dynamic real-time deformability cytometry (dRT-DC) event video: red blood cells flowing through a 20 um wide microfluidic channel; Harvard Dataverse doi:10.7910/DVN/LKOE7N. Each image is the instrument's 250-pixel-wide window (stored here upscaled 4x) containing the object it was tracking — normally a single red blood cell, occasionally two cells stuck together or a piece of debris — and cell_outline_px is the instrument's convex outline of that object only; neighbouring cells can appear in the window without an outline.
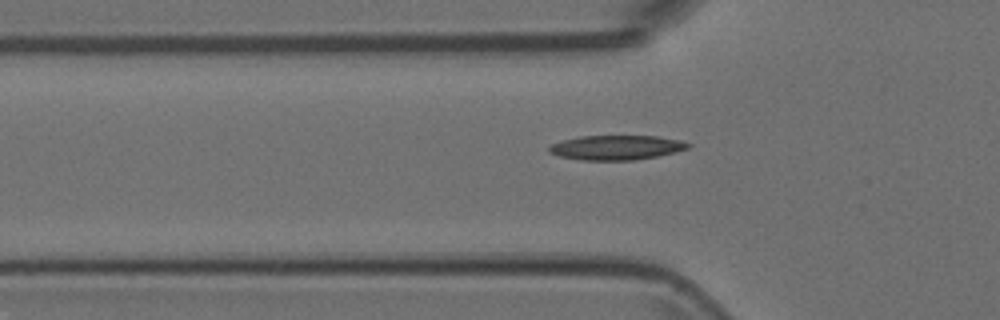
{"species": "Egyptian fruit bat (a non-hibernating species)", "species_latin": "Rousettus aegyptiacus", "temperature_condition": "room temperature", "stored_images_in_passage": 40, "camera_frame_rate_fps": 3000, "um_per_image_px": 0.085, "animal": {"sex": "female"}, "frame": {"image": 1, "passage_image": 11, "time_ms": 3.333, "image_size_px": [1000, 320], "cell_outline_px": [[692, 144], [688, 148], [656, 156], [632, 160], [580, 160], [560, 156], [548, 152], [548, 148], [552, 144], [564, 140], [580, 136], [656, 136], [680, 140]], "centroid_in_image_um": [52.37, 12.54], "position_along_channel_um": 73.4, "area_um2": 19.65}}
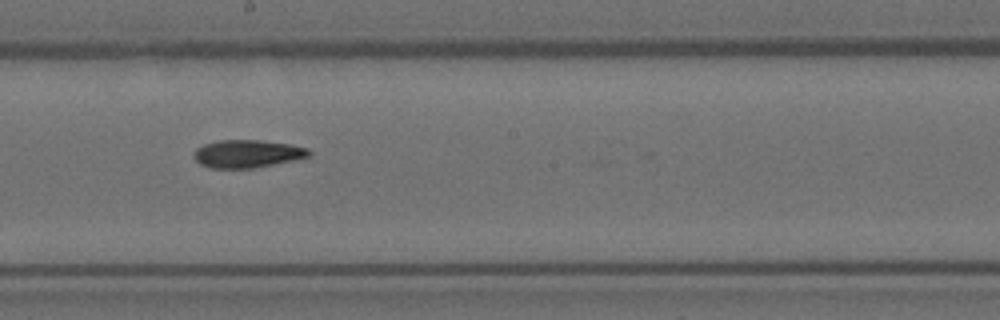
{"frame": {"image": 2, "passage_image": 23, "time_ms": 7.333, "image_size_px": [1000, 320], "cell_outline_px": [[312, 156], [252, 168], [212, 168], [200, 164], [196, 160], [196, 148], [204, 144], [220, 140], [260, 140], [288, 144], [308, 148], [312, 152]], "centroid_in_image_um": [21.05, 13.06], "position_along_channel_um": 227.1, "area_um2": 18.38}}
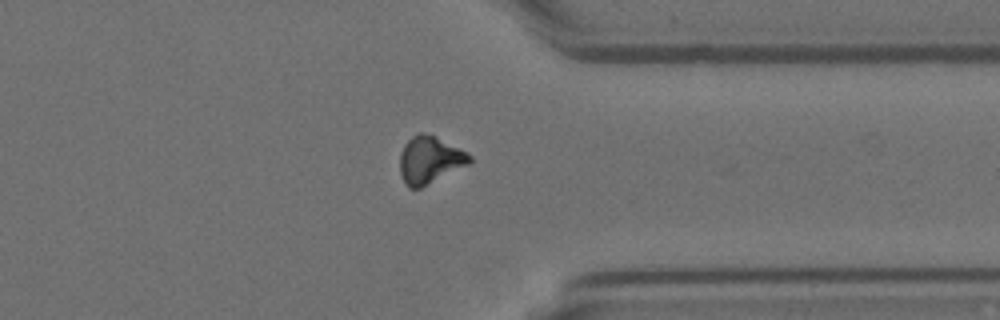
{"frame": {"image": 3, "passage_image": 35, "time_ms": 11.333, "image_size_px": [1000, 320], "cell_outline_px": [[472, 160], [468, 164], [420, 188], [408, 188], [400, 172], [400, 152], [404, 144], [416, 132], [424, 132], [436, 136], [468, 152], [472, 156]], "centroid_in_image_um": [36.52, 13.56], "position_along_channel_um": 374.9, "area_um2": 19.19}}